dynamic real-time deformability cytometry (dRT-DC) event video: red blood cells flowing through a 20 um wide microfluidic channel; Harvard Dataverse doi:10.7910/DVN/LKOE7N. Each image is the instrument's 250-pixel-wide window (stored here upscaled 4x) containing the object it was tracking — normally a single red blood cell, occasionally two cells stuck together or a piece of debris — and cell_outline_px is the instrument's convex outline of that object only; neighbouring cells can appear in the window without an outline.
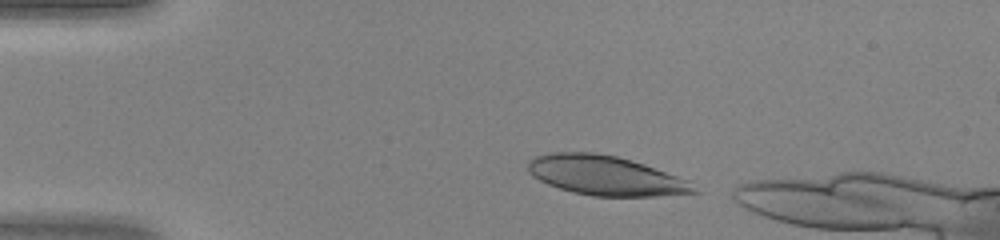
{"species": "human", "species_latin": "Homo sapiens", "temperature_condition": "warm", "stored_images_in_passage": 35, "camera_frame_rate_fps": 3000, "um_per_image_px": 0.085, "donor": {"sex": "female"}, "frame": {"image": 1, "passage_image": 2, "time_ms": 0.333, "image_size_px": [1000, 240], "cell_outline_px": [[700, 192], [656, 196], [592, 196], [572, 192], [548, 184], [532, 176], [528, 172], [528, 160], [536, 156], [552, 152], [592, 152], [616, 156], [644, 164], [676, 176], [684, 180]], "centroid_in_image_um": [51.39, 14.92], "position_along_channel_um": 33.6, "area_um2": 37.74}}
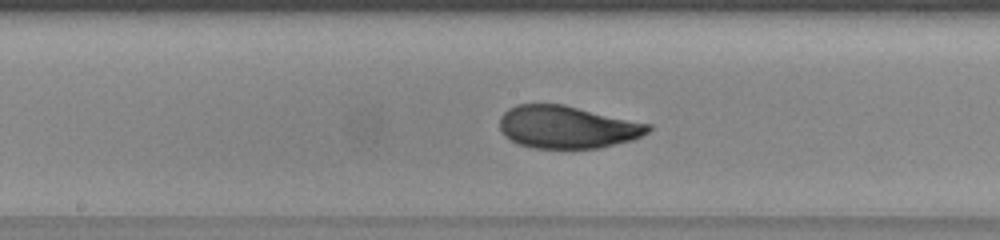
{"frame": {"image": 2, "passage_image": 17, "time_ms": 5.333, "image_size_px": [1000, 240], "cell_outline_px": [[652, 128], [648, 132], [632, 140], [600, 148], [532, 148], [516, 144], [504, 136], [500, 128], [500, 116], [508, 108], [516, 104], [564, 104], [652, 124]], "centroid_in_image_um": [48.2, 10.8], "position_along_channel_um": 200.0, "area_um2": 37.17}}
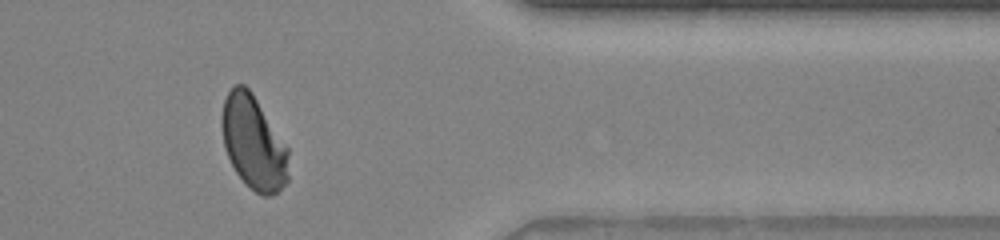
{"frame": {"image": 3, "passage_image": 31, "time_ms": 10.0, "image_size_px": [1000, 240], "cell_outline_px": [[288, 180], [276, 192], [268, 196], [260, 196], [236, 172], [224, 148], [220, 124], [220, 116], [224, 100], [228, 92], [236, 84], [244, 84], [252, 92], [288, 148]], "centroid_in_image_um": [21.52, 12.1], "position_along_channel_um": 389.9, "area_um2": 36.24}}